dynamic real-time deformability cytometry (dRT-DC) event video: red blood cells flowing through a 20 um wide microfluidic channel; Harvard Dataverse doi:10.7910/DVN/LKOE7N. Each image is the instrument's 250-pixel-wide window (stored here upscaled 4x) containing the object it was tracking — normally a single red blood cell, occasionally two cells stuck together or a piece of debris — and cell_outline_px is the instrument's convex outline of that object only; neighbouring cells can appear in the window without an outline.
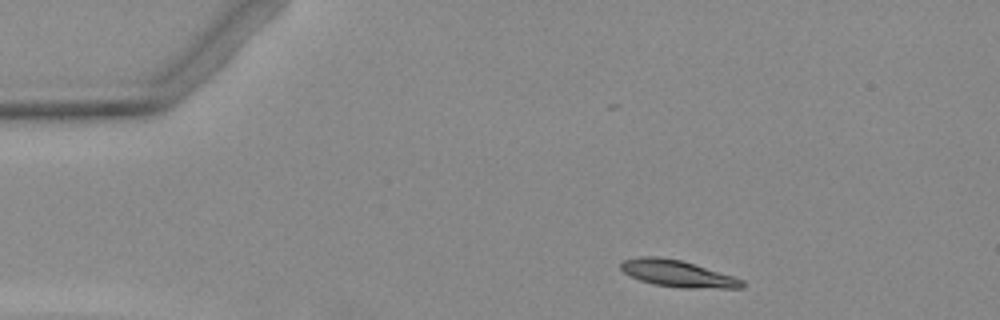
{"species": "Egyptian fruit bat (a non-hibernating species)", "species_latin": "Rousettus aegyptiacus", "temperature_condition": "warm", "stored_images_in_passage": 3, "camera_frame_rate_fps": 3000, "um_per_image_px": 0.085, "animal": {"sex": "female"}, "frame": {"image": 1, "passage_image": 1, "time_ms": 0.0, "image_size_px": [1000, 320], "cell_outline_px": [[744, 288], [684, 288], [652, 284], [640, 280], [624, 272], [620, 268], [620, 264], [624, 260], [640, 256], [656, 256], [680, 260], [732, 276], [744, 280]], "centroid_in_image_um": [57.58, 23.26], "position_along_channel_um": 27.4, "area_um2": 18.61}}